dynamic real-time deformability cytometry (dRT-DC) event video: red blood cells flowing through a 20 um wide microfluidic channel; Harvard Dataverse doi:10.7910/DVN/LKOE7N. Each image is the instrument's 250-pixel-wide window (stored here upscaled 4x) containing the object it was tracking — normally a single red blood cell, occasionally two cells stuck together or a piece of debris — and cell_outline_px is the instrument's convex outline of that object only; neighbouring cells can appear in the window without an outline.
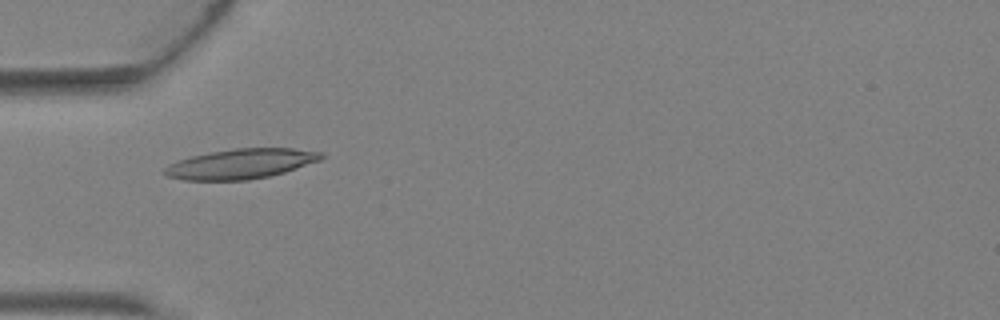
{"species": "Egyptian fruit bat (a non-hibernating species)", "species_latin": "Rousettus aegyptiacus", "temperature_condition": "warm", "stored_images_in_passage": 5, "camera_frame_rate_fps": 3000, "um_per_image_px": 0.085, "animal": {"sex": "female"}, "frame": {"image": 1, "passage_image": 4, "time_ms": 1.0, "image_size_px": [1000, 320], "cell_outline_px": [[324, 156], [320, 160], [284, 172], [268, 176], [248, 180], [184, 180], [168, 176], [164, 172], [164, 168], [180, 160], [192, 156], [212, 152], [236, 148], [292, 148], [324, 152]], "centroid_in_image_um": [20.52, 13.92], "position_along_channel_um": 64.5, "area_um2": 26.93}}
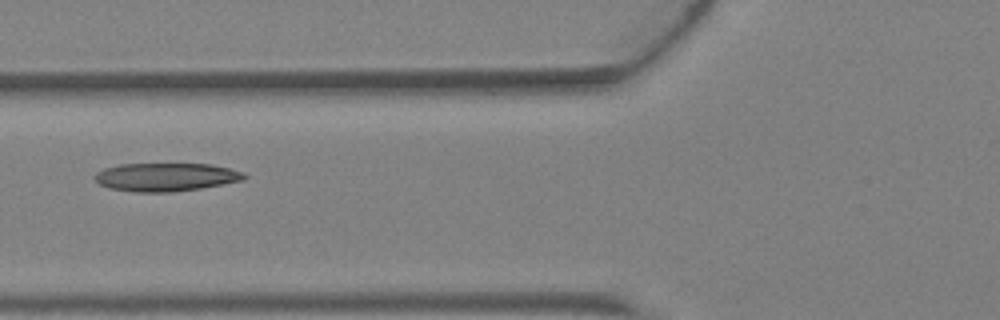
{"frame": {"image": 2, "passage_image": 5, "time_ms": 1.333, "image_size_px": [1000, 320], "cell_outline_px": [[248, 176], [244, 180], [200, 188], [172, 192], [136, 192], [108, 188], [100, 184], [92, 176], [96, 172], [104, 168], [120, 164], [212, 164], [244, 172]], "centroid_in_image_um": [14.09, 15.05], "position_along_channel_um": 111.7, "area_um2": 24.68}}